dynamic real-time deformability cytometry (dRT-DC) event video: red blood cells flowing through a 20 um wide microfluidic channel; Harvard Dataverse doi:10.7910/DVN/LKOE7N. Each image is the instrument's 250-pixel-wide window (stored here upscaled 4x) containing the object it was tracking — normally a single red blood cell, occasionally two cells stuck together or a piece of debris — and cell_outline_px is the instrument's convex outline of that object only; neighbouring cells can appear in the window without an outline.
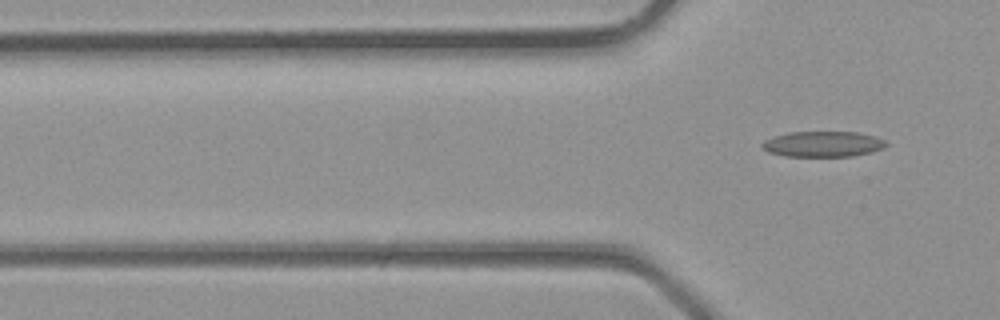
{"species": "common noctule bat (a hibernating species)", "species_latin": "Nyctalus noctula", "temperature_condition": "room temperature", "stored_images_in_passage": 3, "camera_frame_rate_fps": 3000, "um_per_image_px": 0.085, "animal": {"sex": "male", "body_mass_g": 23.1, "forearm_length_mm": 52.7}, "frame": {"image": 1, "passage_image": 3, "time_ms": 0.667, "image_size_px": [1000, 320], "cell_outline_px": [[888, 144], [884, 148], [872, 152], [852, 156], [784, 156], [768, 152], [760, 144], [764, 140], [772, 136], [788, 132], [860, 132], [876, 136], [884, 140]], "centroid_in_image_um": [69.96, 12.24], "position_along_channel_um": 55.8, "area_um2": 18.67}}